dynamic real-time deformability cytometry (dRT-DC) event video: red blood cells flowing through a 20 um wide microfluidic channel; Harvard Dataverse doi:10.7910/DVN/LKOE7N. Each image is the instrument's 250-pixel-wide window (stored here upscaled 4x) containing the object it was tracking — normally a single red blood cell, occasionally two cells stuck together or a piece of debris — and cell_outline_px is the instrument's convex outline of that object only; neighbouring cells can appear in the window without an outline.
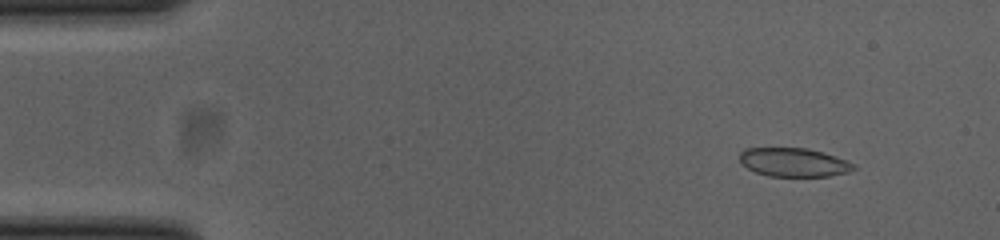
{"species": "common noctule bat (a hibernating species)", "species_latin": "Nyctalus noctula", "temperature_condition": "cold", "stored_images_in_passage": 51, "camera_frame_rate_fps": 3000, "um_per_image_px": 0.085, "animal": {"sex": "female", "body_mass_g": 23.0, "forearm_length_mm": 53.4}, "frame": {"image": 1, "passage_image": 4, "time_ms": 1.0, "image_size_px": [1000, 240], "cell_outline_px": [[856, 168], [848, 172], [828, 176], [768, 176], [756, 172], [748, 168], [740, 160], [740, 152], [744, 148], [808, 148], [848, 160], [856, 164]], "centroid_in_image_um": [67.49, 13.79], "position_along_channel_um": 17.5, "area_um2": 19.02}}
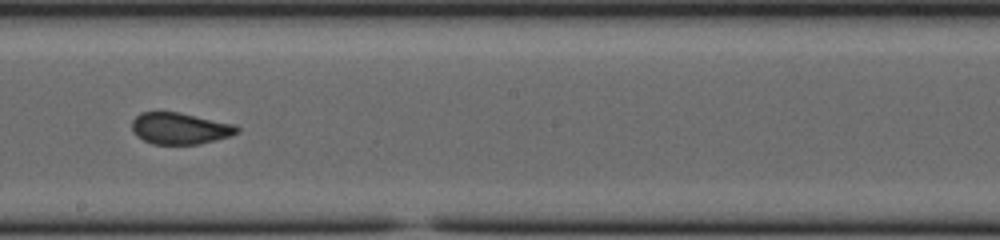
{"frame": {"image": 2, "passage_image": 28, "time_ms": 9.0, "image_size_px": [1000, 240], "cell_outline_px": [[240, 132], [216, 140], [200, 144], [152, 144], [136, 136], [132, 128], [132, 120], [140, 112], [180, 112], [232, 124], [240, 128]], "centroid_in_image_um": [15.27, 10.92], "position_along_channel_um": 232.9, "area_um2": 19.25}}
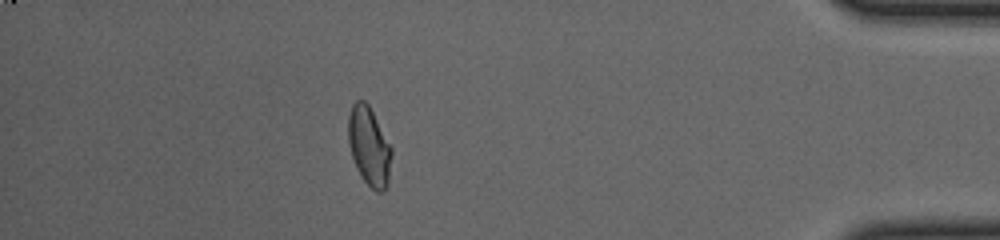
{"frame": {"image": 3, "passage_image": 45, "time_ms": 14.667, "image_size_px": [1000, 240], "cell_outline_px": [[392, 152], [388, 184], [384, 192], [376, 192], [364, 180], [356, 168], [348, 144], [348, 116], [352, 104], [356, 100], [364, 100], [368, 104], [392, 148]], "centroid_in_image_um": [31.37, 12.44], "position_along_channel_um": 403.8, "area_um2": 19.88}, "authors_computed_cell_mechanics": {"area_um2": 20.0566, "velocity_mm_per_s": 3.8647, "shape_relaxation_time_tau1_ms": null, "shape_relaxation_time_tau2_ms": 0.7961, "deformation_change_tau1": null, "deformation_change_tau2": 0.0568}}